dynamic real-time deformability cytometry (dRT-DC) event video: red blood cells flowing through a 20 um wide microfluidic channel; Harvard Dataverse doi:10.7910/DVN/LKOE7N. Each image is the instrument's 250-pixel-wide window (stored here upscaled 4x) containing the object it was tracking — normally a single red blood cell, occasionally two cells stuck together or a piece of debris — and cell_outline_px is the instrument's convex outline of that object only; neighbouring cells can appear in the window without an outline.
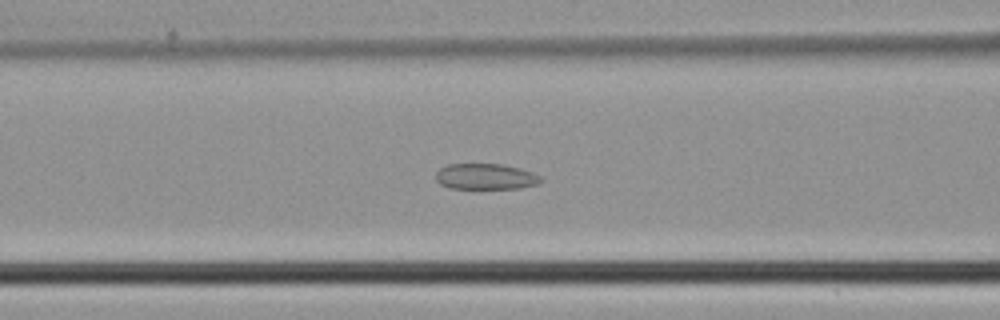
{"species": "common noctule bat (a hibernating species)", "species_latin": "Nyctalus noctula", "temperature_condition": "cold", "stored_images_in_passage": 39, "camera_frame_rate_fps": 3000, "um_per_image_px": 0.085, "animal": {"sex": "male", "body_mass_g": 21.5, "forearm_length_mm": 52.0}, "frame": {"image": 1, "passage_image": 16, "time_ms": 5.0, "image_size_px": [1000, 320], "cell_outline_px": [[544, 180], [536, 184], [520, 188], [448, 188], [440, 184], [436, 180], [436, 172], [440, 168], [448, 164], [500, 164], [520, 168], [532, 172], [540, 176]], "centroid_in_image_um": [41.26, 15.0], "position_along_channel_um": 125.3, "area_um2": 15.78}}
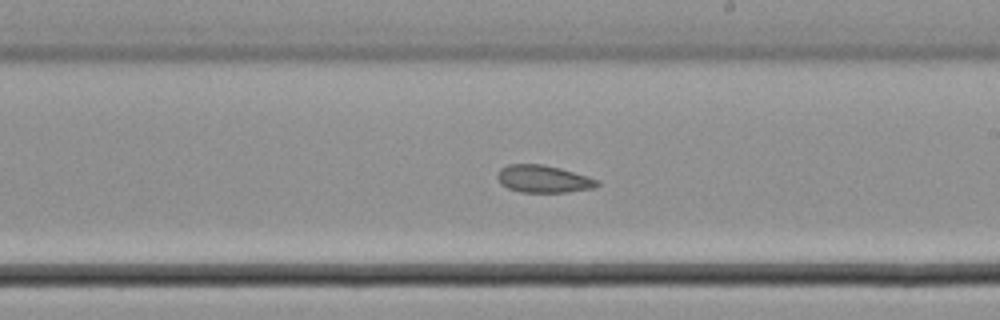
{"frame": {"image": 2, "passage_image": 24, "time_ms": 7.667, "image_size_px": [1000, 320], "cell_outline_px": [[600, 184], [596, 188], [568, 192], [520, 192], [508, 188], [500, 180], [500, 168], [508, 164], [540, 164], [560, 168], [588, 176], [596, 180]], "centroid_in_image_um": [46.25, 15.21], "position_along_channel_um": 242.8, "area_um2": 15.66}}
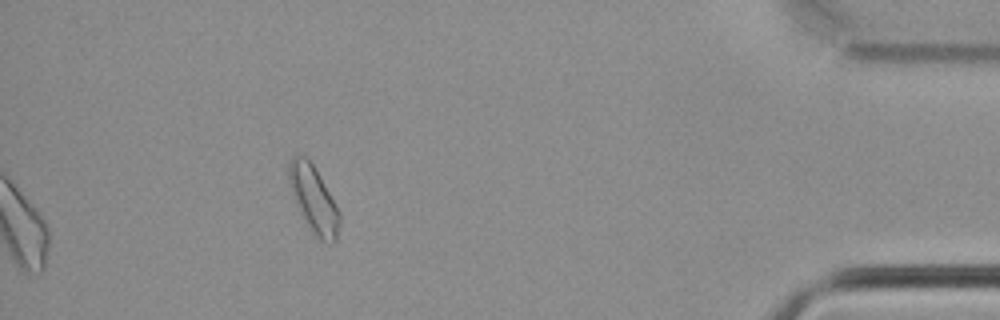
{"frame": {"image": 3, "passage_image": 39, "time_ms": 12.667, "image_size_px": [1000, 320], "cell_outline_px": [[340, 224], [336, 244], [332, 244], [320, 240], [316, 236], [300, 212], [288, 180], [288, 164], [292, 156], [300, 152], [312, 164], [340, 212]], "centroid_in_image_um": [26.67, 16.95], "position_along_channel_um": 408.5, "area_um2": 19.31}}